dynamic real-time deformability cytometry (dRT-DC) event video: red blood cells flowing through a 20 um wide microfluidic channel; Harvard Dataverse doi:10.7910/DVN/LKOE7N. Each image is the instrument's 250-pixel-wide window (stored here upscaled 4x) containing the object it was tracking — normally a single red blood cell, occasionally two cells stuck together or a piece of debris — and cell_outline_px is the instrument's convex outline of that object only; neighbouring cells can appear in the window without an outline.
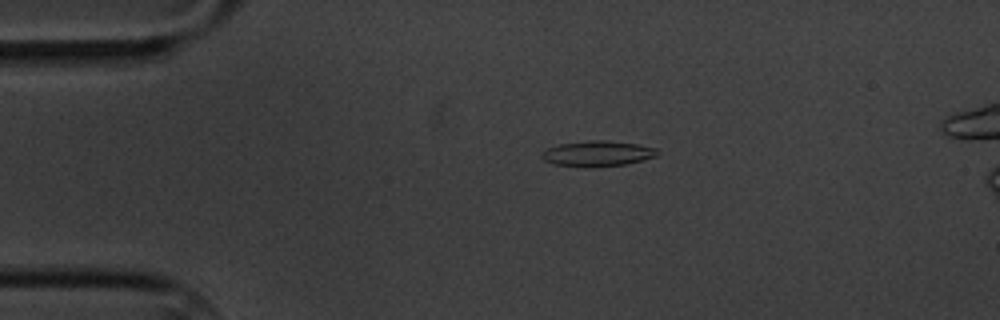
{"species": "common noctule bat (a hibernating species)", "species_latin": "Nyctalus noctula", "temperature_condition": "cold", "stored_images_in_passage": 5, "camera_frame_rate_fps": 3000, "um_per_image_px": 0.085, "animal": {"sex": "male", "body_mass_g": 20.1, "forearm_length_mm": 53.5}, "frame": {"image": 1, "passage_image": 4, "time_ms": 3.333, "image_size_px": [1000, 320], "cell_outline_px": [[660, 152], [656, 156], [644, 160], [624, 164], [596, 168], [588, 168], [552, 164], [544, 160], [540, 156], [540, 152], [548, 148], [560, 144], [588, 140], [604, 140], [636, 144], [656, 148]], "centroid_in_image_um": [50.76, 13.07], "position_along_channel_um": 34.2, "area_um2": 17.46}}